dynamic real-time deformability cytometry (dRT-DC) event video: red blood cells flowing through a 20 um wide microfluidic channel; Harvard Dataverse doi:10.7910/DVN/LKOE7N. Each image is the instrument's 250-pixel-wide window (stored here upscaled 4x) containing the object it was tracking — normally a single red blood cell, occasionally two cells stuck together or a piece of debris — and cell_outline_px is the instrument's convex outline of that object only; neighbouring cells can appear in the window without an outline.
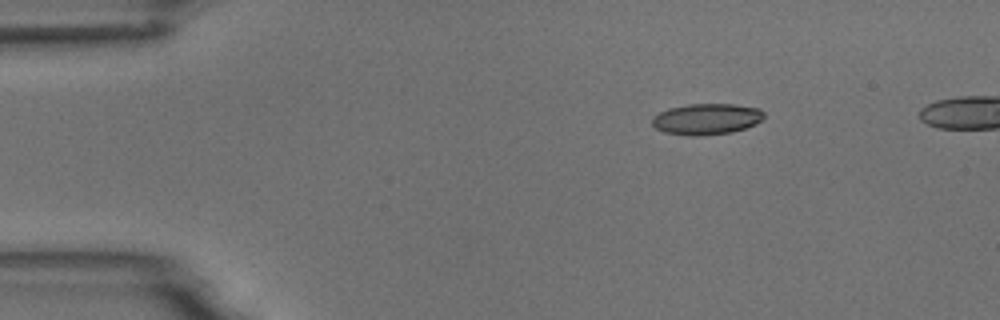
{"species": "common noctule bat (a hibernating species)", "species_latin": "Nyctalus noctula", "temperature_condition": "room temperature", "stored_images_in_passage": 4, "camera_frame_rate_fps": 3000, "um_per_image_px": 0.085, "animal": {"sex": "male", "body_mass_g": 18.8}, "frame": {"image": 1, "passage_image": 1, "time_ms": 0.0, "image_size_px": [1000, 320], "cell_outline_px": [[764, 116], [756, 124], [732, 132], [696, 136], [688, 136], [664, 132], [656, 128], [652, 124], [652, 116], [668, 108], [688, 104], [732, 104], [760, 108], [764, 112]], "centroid_in_image_um": [60.04, 10.11], "position_along_channel_um": 25.0, "area_um2": 20.29}}